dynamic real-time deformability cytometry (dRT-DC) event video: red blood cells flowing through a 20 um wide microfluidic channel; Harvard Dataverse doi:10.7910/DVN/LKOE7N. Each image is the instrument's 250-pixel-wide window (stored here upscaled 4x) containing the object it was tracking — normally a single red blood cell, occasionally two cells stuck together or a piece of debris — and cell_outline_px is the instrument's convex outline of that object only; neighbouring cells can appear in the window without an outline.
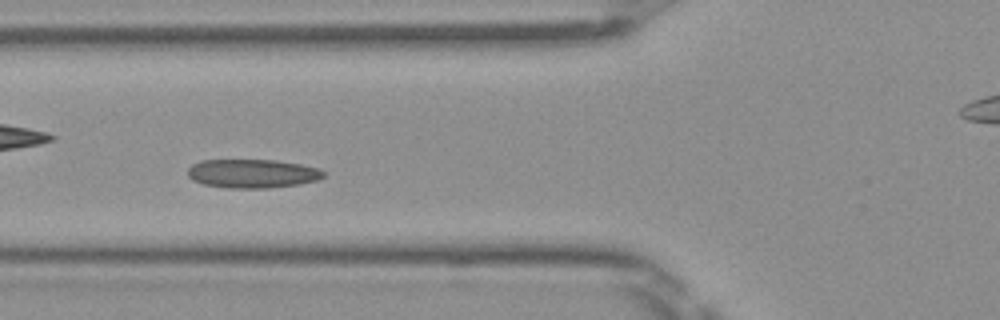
{"species": "Egyptian fruit bat (a non-hibernating species)", "species_latin": "Rousettus aegyptiacus", "temperature_condition": "room temperature", "stored_images_in_passage": 42, "camera_frame_rate_fps": 3000, "um_per_image_px": 0.085, "frame": {"image": 1, "passage_image": 9, "time_ms": 2.667, "image_size_px": [1000, 320], "cell_outline_px": [[324, 176], [316, 180], [300, 184], [268, 188], [228, 188], [204, 184], [192, 180], [188, 176], [188, 168], [192, 164], [200, 160], [276, 160], [300, 164], [320, 168], [324, 172]], "centroid_in_image_um": [21.44, 14.75], "position_along_channel_um": 104.4, "area_um2": 22.83}}
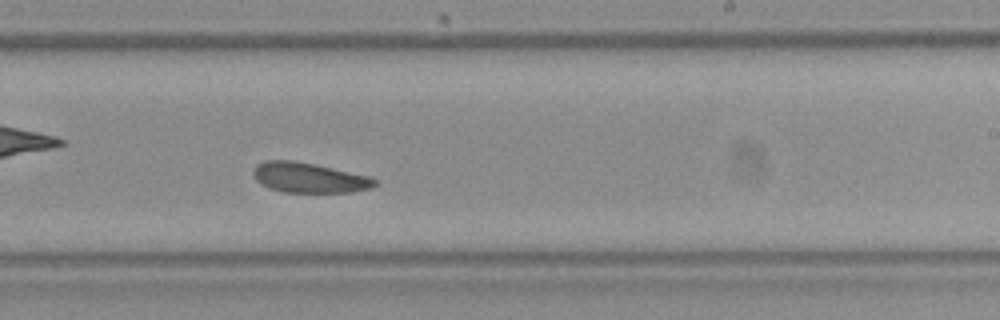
{"frame": {"image": 2, "passage_image": 21, "time_ms": 6.667, "image_size_px": [1000, 320], "cell_outline_px": [[376, 184], [372, 188], [352, 192], [284, 192], [268, 188], [256, 180], [252, 172], [252, 168], [256, 164], [264, 160], [292, 160], [332, 168], [368, 176], [376, 180]], "centroid_in_image_um": [26.21, 15.1], "position_along_channel_um": 262.8, "area_um2": 21.21}}
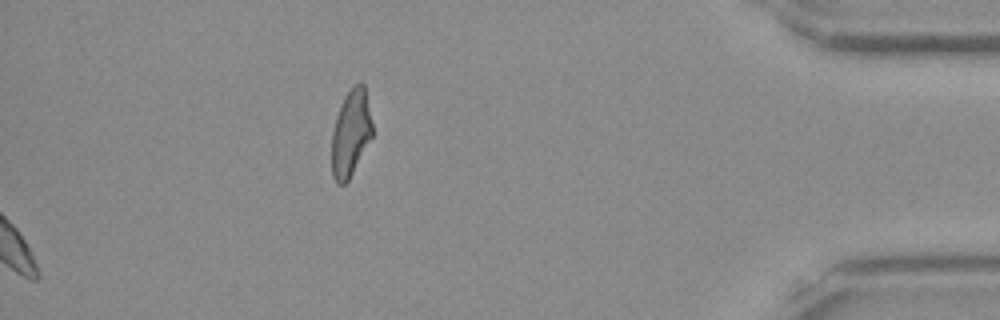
{"frame": {"image": 3, "passage_image": 42, "time_ms": 13.667, "image_size_px": [1000, 320], "cell_outline_px": [[372, 136], [348, 180], [344, 184], [336, 184], [332, 176], [332, 132], [336, 116], [344, 96], [352, 84], [360, 80], [364, 84], [372, 124]], "centroid_in_image_um": [29.8, 11.27], "position_along_channel_um": 405.4, "area_um2": 20.46}, "authors_computed_cell_mechanics": {"area_um2": 21.9351, "velocity_mm_per_s": 3.9583, "shape_relaxation_time_tau1_ms": 8.4297, "shape_relaxation_time_tau2_ms": 5.4256, "deformation_change_tau1": 0.1336, "deformation_change_tau2": 0.1073}}